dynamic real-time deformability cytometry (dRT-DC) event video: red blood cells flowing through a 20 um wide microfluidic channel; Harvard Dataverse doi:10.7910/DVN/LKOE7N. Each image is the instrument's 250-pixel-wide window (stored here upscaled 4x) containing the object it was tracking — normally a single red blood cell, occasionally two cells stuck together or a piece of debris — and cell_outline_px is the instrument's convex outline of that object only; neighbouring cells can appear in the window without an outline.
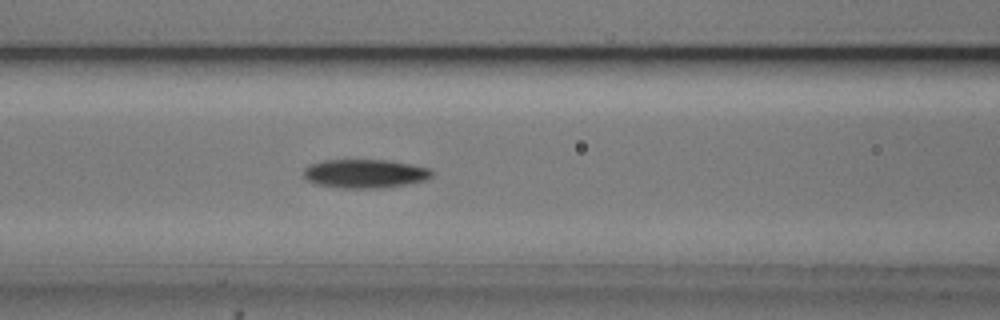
{"species": "common noctule bat (a hibernating species)", "species_latin": "Nyctalus noctula", "temperature_condition": "cold", "stored_images_in_passage": 44, "camera_frame_rate_fps": 3000, "um_per_image_px": 0.085, "animal": {"sex": "male", "body_mass_g": 20.5, "forearm_length_mm": 52.5}, "frame": {"image": 1, "passage_image": 23, "time_ms": 7.333, "image_size_px": [1000, 320], "cell_outline_px": [[432, 176], [424, 180], [408, 184], [384, 188], [340, 188], [316, 184], [308, 180], [304, 176], [304, 168], [308, 164], [324, 160], [388, 160], [412, 164], [432, 168]], "centroid_in_image_um": [31.03, 14.75], "position_along_channel_um": 135.6, "area_um2": 21.68}}
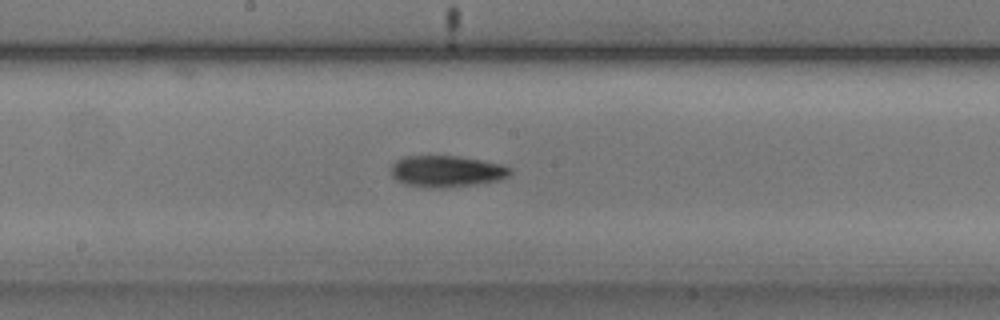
{"frame": {"image": 2, "passage_image": 29, "time_ms": 9.333, "image_size_px": [1000, 320], "cell_outline_px": [[512, 172], [508, 176], [500, 180], [476, 184], [444, 188], [428, 188], [404, 184], [396, 180], [392, 176], [392, 164], [396, 160], [404, 156], [460, 156], [504, 164], [512, 168]], "centroid_in_image_um": [37.98, 14.56], "position_along_channel_um": 210.2, "area_um2": 22.14}}
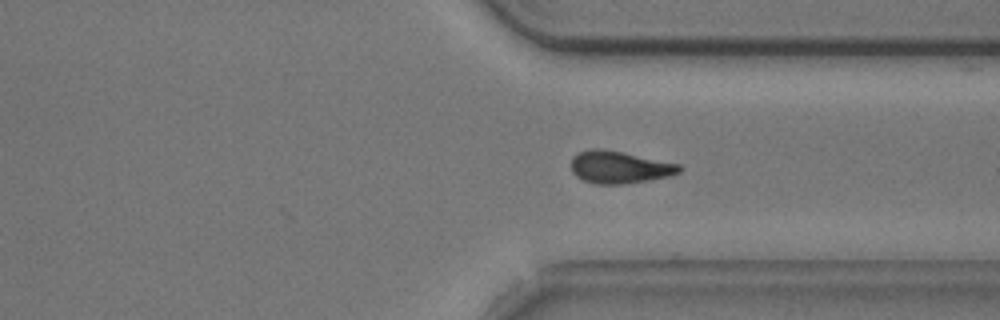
{"frame": {"image": 3, "passage_image": 41, "time_ms": 13.333, "image_size_px": [1000, 320], "cell_outline_px": [[684, 168], [680, 172], [668, 176], [648, 180], [624, 184], [596, 184], [584, 180], [576, 176], [572, 172], [572, 156], [580, 152], [592, 148], [600, 148], [680, 164]], "centroid_in_image_um": [52.65, 14.22], "position_along_channel_um": 358.8, "area_um2": 20.17}, "authors_computed_cell_mechanics": {"area_um2": 20.8369, "velocity_mm_per_s": 3.7234, "shape_relaxation_time_tau1_ms": 2.3665, "shape_relaxation_time_tau2_ms": null, "deformation_change_tau1": 0.1338, "deformation_change_tau2": null}}